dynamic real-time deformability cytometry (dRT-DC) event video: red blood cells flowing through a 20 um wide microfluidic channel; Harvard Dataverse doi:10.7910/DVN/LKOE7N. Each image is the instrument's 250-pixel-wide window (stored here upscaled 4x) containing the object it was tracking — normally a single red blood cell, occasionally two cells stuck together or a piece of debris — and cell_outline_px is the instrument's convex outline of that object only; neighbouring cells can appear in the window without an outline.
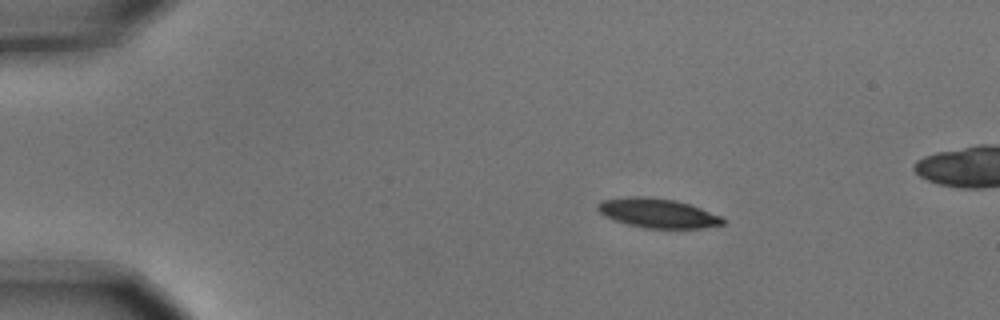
{"species": "common noctule bat (a hibernating species)", "species_latin": "Nyctalus noctula", "temperature_condition": "cold", "stored_images_in_passage": 4, "camera_frame_rate_fps": 3000, "um_per_image_px": 0.085, "animal": {"sex": "male", "body_mass_g": 15.6}, "frame": {"image": 1, "passage_image": 2, "time_ms": 0.333, "image_size_px": [1000, 320], "cell_outline_px": [[724, 224], [700, 228], [644, 228], [628, 224], [604, 216], [596, 208], [596, 204], [600, 200], [628, 196], [644, 196], [676, 200], [700, 208], [720, 216], [724, 220]], "centroid_in_image_um": [55.85, 18.1], "position_along_channel_um": 29.2, "area_um2": 21.33}}